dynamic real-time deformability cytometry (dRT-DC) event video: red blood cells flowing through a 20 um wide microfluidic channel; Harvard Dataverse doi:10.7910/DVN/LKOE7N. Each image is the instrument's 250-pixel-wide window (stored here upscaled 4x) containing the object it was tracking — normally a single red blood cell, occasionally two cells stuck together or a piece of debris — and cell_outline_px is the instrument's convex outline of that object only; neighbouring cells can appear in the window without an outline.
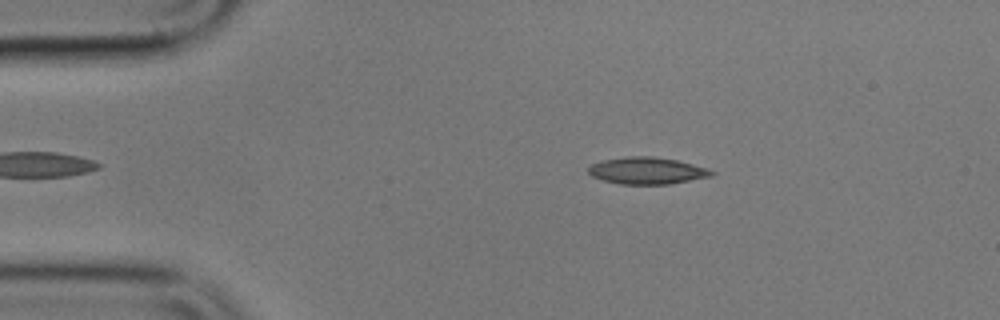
{"species": "common noctule bat (a hibernating species)", "species_latin": "Nyctalus noctula", "temperature_condition": "cold", "stored_images_in_passage": 53, "camera_frame_rate_fps": 3000, "um_per_image_px": 0.085, "animal": {"sex": "male", "body_mass_g": 17.9}, "frame": {"image": 1, "passage_image": 7, "time_ms": 2.0, "image_size_px": [1000, 320], "cell_outline_px": [[716, 172], [712, 176], [668, 184], [620, 184], [604, 180], [592, 176], [588, 172], [588, 168], [592, 164], [604, 160], [628, 156], [652, 156], [676, 160], [708, 168]], "centroid_in_image_um": [55.01, 14.5], "position_along_channel_um": 30.0, "area_um2": 19.13}}
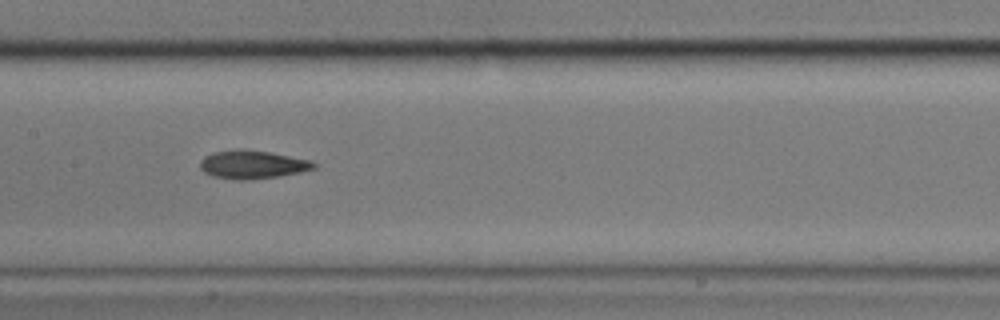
{"frame": {"image": 2, "passage_image": 24, "time_ms": 7.667, "image_size_px": [1000, 320], "cell_outline_px": [[316, 168], [300, 172], [276, 176], [248, 180], [236, 180], [216, 176], [204, 172], [200, 168], [200, 160], [204, 156], [216, 152], [244, 148], [268, 152], [312, 160], [316, 164]], "centroid_in_image_um": [21.46, 13.98], "position_along_channel_um": 185.9, "area_um2": 18.61}}
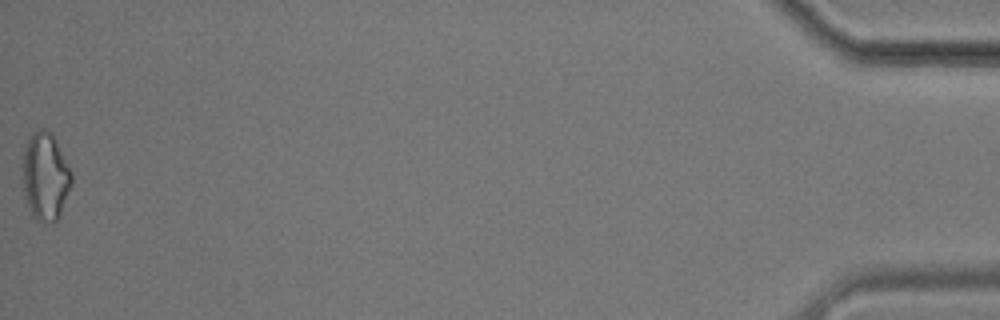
{"frame": {"image": 3, "passage_image": 53, "time_ms": 17.333, "image_size_px": [1000, 320], "cell_outline_px": [[72, 184], [60, 216], [56, 220], [36, 220], [32, 216], [24, 192], [20, 164], [28, 140], [32, 132], [40, 128], [48, 128], [52, 132], [72, 172]], "centroid_in_image_um": [3.85, 14.94], "position_along_channel_um": 431.4, "area_um2": 25.32}, "authors_computed_cell_mechanics": {"area_um2": 18.5538, "velocity_mm_per_s": 3.5537, "shape_relaxation_time_tau1_ms": 7.1355, "shape_relaxation_time_tau2_ms": 8.4216, "deformation_change_tau1": 0.1734, "deformation_change_tau2": 0.1919}}